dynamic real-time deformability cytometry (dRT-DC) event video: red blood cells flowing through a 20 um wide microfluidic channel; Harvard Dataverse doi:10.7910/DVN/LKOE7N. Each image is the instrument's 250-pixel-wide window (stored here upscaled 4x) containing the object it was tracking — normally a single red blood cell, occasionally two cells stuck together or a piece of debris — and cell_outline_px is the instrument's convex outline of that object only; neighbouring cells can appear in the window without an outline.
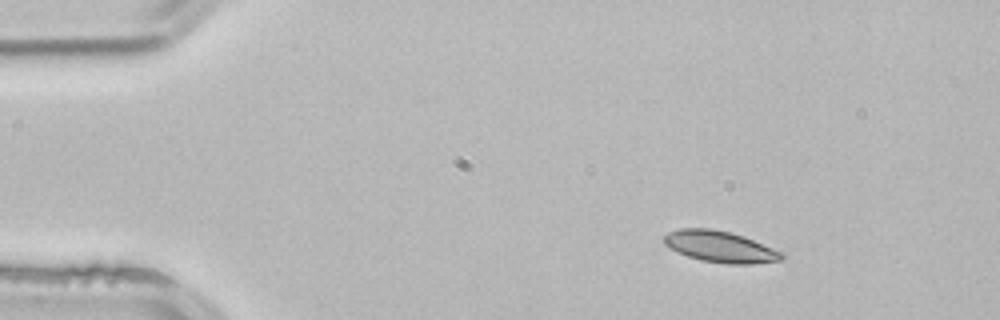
{"species": "common noctule bat (a hibernating species)", "species_latin": "Nyctalus noctula", "temperature_condition": "room temperature", "stored_images_in_passage": 47, "camera_frame_rate_fps": 3000, "um_per_image_px": 0.085, "animal": {"sex": "male", "body_mass_g": 21.5, "forearm_length_mm": 52.0}, "frame": {"image": 1, "passage_image": 1, "time_ms": 0.0, "image_size_px": [1000, 320], "cell_outline_px": [[784, 256], [780, 260], [752, 264], [728, 264], [700, 260], [676, 252], [664, 244], [664, 236], [668, 232], [680, 228], [712, 228], [744, 236], [784, 252]], "centroid_in_image_um": [61.21, 20.97], "position_along_channel_um": 23.8, "area_um2": 21.56}}
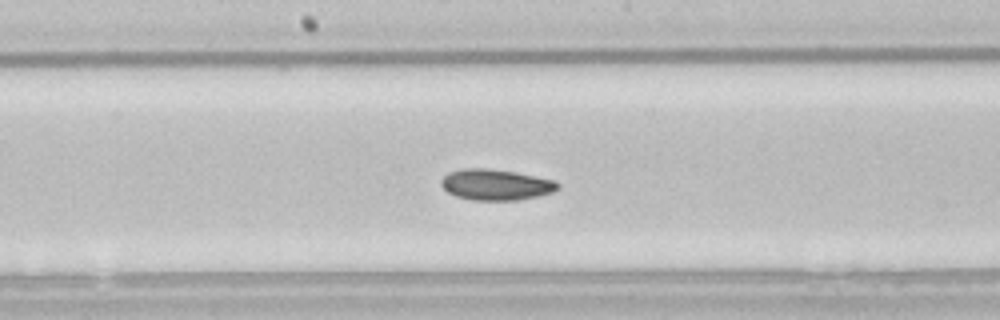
{"frame": {"image": 2, "passage_image": 21, "time_ms": 6.667, "image_size_px": [1000, 320], "cell_outline_px": [[560, 188], [552, 192], [536, 196], [516, 200], [472, 200], [456, 196], [448, 192], [440, 184], [440, 180], [448, 172], [464, 168], [484, 168], [516, 172], [556, 180], [560, 184]], "centroid_in_image_um": [42.15, 15.69], "position_along_channel_um": 206.1, "area_um2": 21.04}}
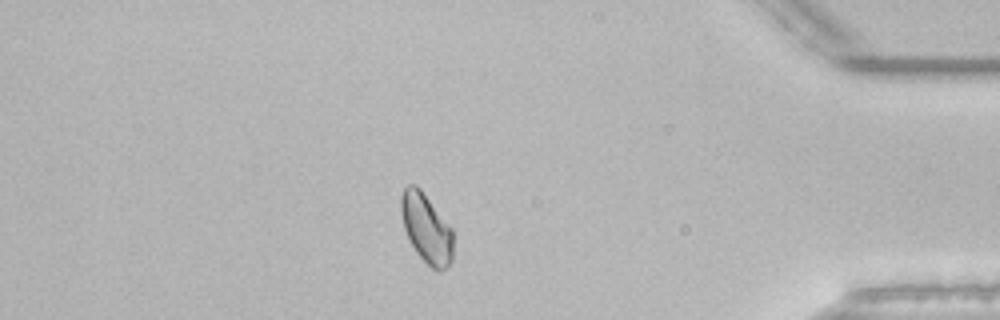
{"frame": {"image": 3, "passage_image": 39, "time_ms": 12.667, "image_size_px": [1000, 320], "cell_outline_px": [[452, 260], [440, 272], [436, 272], [416, 252], [404, 228], [400, 212], [400, 196], [404, 188], [408, 184], [416, 184], [420, 188], [452, 228]], "centroid_in_image_um": [36.22, 19.38], "position_along_channel_um": 399.0, "area_um2": 20.92}, "authors_computed_cell_mechanics": {"area_um2": 20.9236, "velocity_mm_per_s": 3.8585, "shape_relaxation_time_tau1_ms": 5.0344, "shape_relaxation_time_tau2_ms": null, "deformation_change_tau1": 0.095, "deformation_change_tau2": null}}